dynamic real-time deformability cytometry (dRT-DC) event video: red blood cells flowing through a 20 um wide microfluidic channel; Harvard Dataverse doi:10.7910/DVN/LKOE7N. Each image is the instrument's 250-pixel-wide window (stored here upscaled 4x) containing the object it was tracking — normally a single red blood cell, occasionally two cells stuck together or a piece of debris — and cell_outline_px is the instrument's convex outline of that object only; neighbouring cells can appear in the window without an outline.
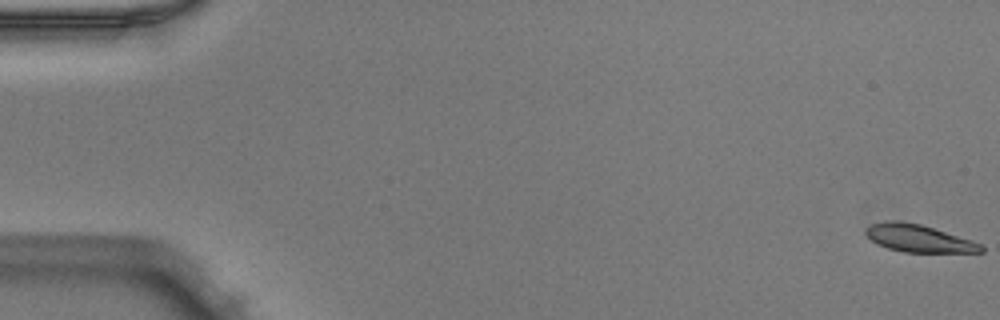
{"species": "Egyptian fruit bat (a non-hibernating species)", "species_latin": "Rousettus aegyptiacus", "temperature_condition": "warm", "stored_images_in_passage": 52, "camera_frame_rate_fps": 3000, "um_per_image_px": 0.085, "animal": {"sex": "male"}, "frame": {"image": 1, "passage_image": 1, "time_ms": 0.0, "image_size_px": [1000, 320], "cell_outline_px": [[984, 252], [904, 252], [888, 248], [872, 240], [864, 232], [864, 228], [872, 224], [884, 220], [896, 220], [920, 224], [972, 240], [980, 244], [984, 248]], "centroid_in_image_um": [78.07, 20.25], "position_along_channel_um": 6.9, "area_um2": 18.26}}
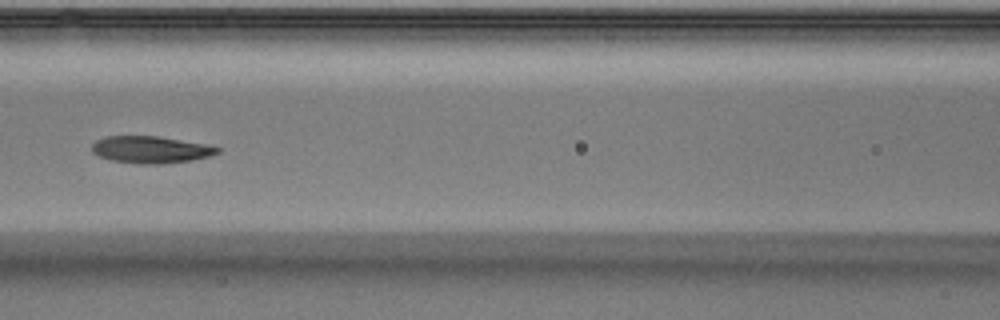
{"frame": {"image": 2, "passage_image": 24, "time_ms": 7.667, "image_size_px": [1000, 320], "cell_outline_px": [[220, 152], [208, 156], [192, 160], [164, 164], [140, 164], [112, 160], [100, 156], [92, 152], [92, 144], [96, 140], [104, 136], [160, 136], [208, 144], [220, 148]], "centroid_in_image_um": [12.83, 12.71], "position_along_channel_um": 153.8, "area_um2": 19.88}}
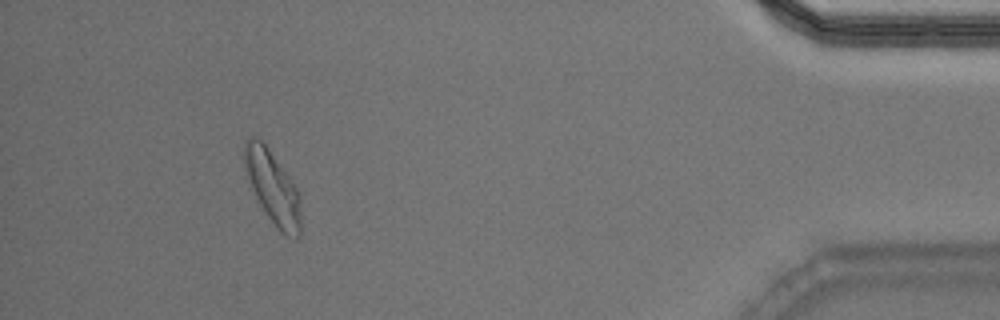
{"frame": {"image": 3, "passage_image": 48, "time_ms": 15.667, "image_size_px": [1000, 320], "cell_outline_px": [[300, 236], [296, 240], [276, 228], [260, 204], [252, 188], [244, 168], [244, 140], [252, 136], [256, 136], [264, 140], [296, 188], [300, 196]], "centroid_in_image_um": [23.17, 15.88], "position_along_channel_um": 412.0, "area_um2": 23.93}, "authors_computed_cell_mechanics": {"area_um2": 20.0277, "velocity_mm_per_s": 3.9587, "shape_relaxation_time_tau1_ms": 6.2196, "shape_relaxation_time_tau2_ms": 4.1086, "deformation_change_tau1": 0.2093, "deformation_change_tau2": 0.1102}}